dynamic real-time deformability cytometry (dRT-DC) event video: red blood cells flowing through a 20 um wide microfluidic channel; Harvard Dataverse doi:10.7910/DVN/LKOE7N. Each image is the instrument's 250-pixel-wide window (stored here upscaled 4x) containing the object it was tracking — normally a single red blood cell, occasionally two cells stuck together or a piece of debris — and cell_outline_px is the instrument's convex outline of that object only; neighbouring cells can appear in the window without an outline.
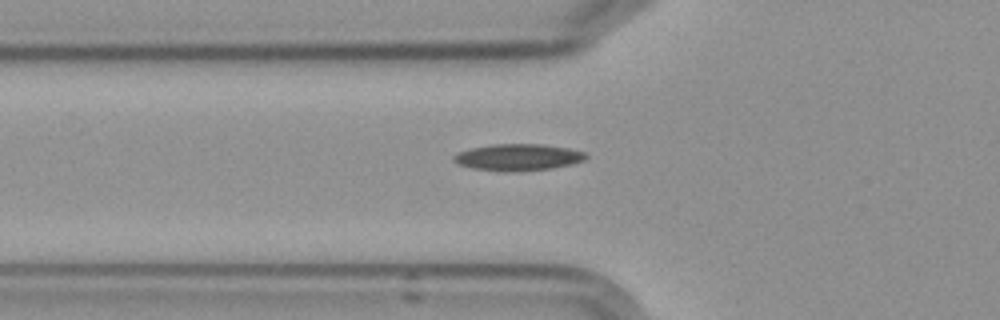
{"species": "Egyptian fruit bat (a non-hibernating species)", "species_latin": "Rousettus aegyptiacus", "temperature_condition": "cold", "stored_images_in_passage": 5, "camera_frame_rate_fps": 3000, "um_per_image_px": 0.085, "frame": {"image": 1, "passage_image": 5, "time_ms": 4.667, "image_size_px": [1000, 320], "cell_outline_px": [[588, 156], [584, 160], [572, 164], [552, 168], [472, 168], [460, 164], [452, 160], [452, 156], [460, 152], [472, 148], [492, 144], [544, 144], [568, 148], [584, 152]], "centroid_in_image_um": [44.09, 13.3], "position_along_channel_um": 81.7, "area_um2": 19.25}}